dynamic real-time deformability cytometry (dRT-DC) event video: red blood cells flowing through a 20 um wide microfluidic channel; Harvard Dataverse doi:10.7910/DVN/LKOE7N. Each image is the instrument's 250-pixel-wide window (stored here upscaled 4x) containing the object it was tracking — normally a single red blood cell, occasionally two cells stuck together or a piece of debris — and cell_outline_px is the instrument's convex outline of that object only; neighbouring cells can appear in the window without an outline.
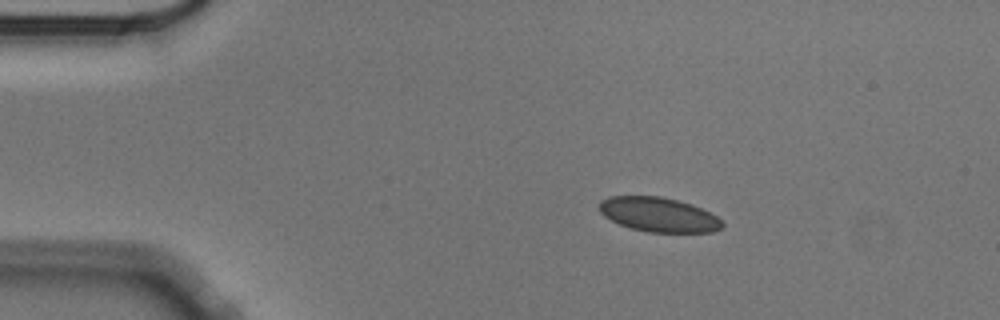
{"species": "Egyptian fruit bat (a non-hibernating species)", "species_latin": "Rousettus aegyptiacus", "temperature_condition": "cold", "stored_images_in_passage": 48, "camera_frame_rate_fps": 3000, "um_per_image_px": 0.085, "animal": {"sex": "male"}, "frame": {"image": 1, "passage_image": 1, "time_ms": 0.0, "image_size_px": [1000, 320], "cell_outline_px": [[724, 224], [720, 228], [712, 232], [648, 232], [632, 228], [620, 224], [604, 216], [600, 212], [600, 200], [608, 196], [660, 196], [692, 204], [716, 216]], "centroid_in_image_um": [55.96, 18.23], "position_along_channel_um": 29.0, "area_um2": 24.45}}
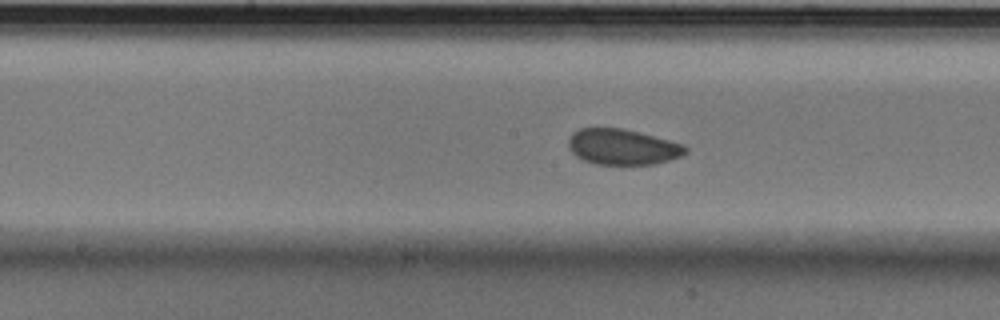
{"frame": {"image": 2, "passage_image": 20, "time_ms": 6.333, "image_size_px": [1000, 320], "cell_outline_px": [[688, 152], [680, 156], [668, 160], [652, 164], [596, 164], [584, 160], [576, 156], [568, 148], [568, 140], [572, 132], [580, 128], [620, 128], [684, 144], [688, 148]], "centroid_in_image_um": [52.88, 12.49], "position_along_channel_um": 195.3, "area_um2": 24.1}}
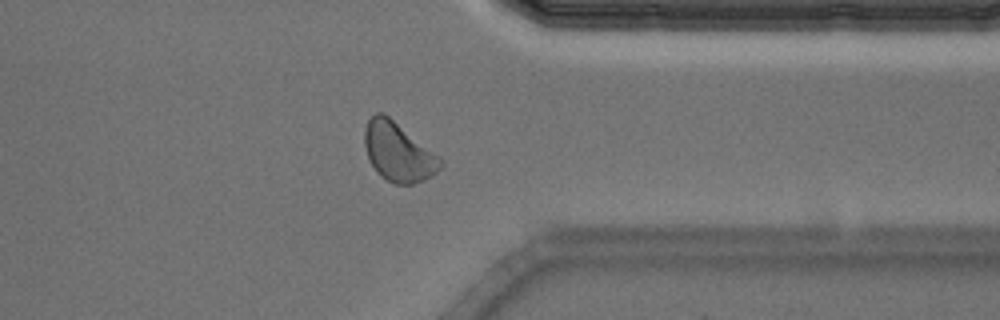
{"frame": {"image": 3, "passage_image": 36, "time_ms": 11.667, "image_size_px": [1000, 320], "cell_outline_px": [[444, 164], [432, 176], [424, 180], [412, 184], [396, 184], [380, 176], [376, 172], [368, 156], [364, 144], [364, 128], [368, 120], [376, 112], [384, 112], [440, 156], [444, 160]], "centroid_in_image_um": [33.87, 12.91], "position_along_channel_um": 377.5, "area_um2": 26.18}, "authors_computed_cell_mechanics": {"area_um2": 25.0852, "velocity_mm_per_s": 3.5054, "shape_relaxation_time_tau1_ms": 2.3491, "shape_relaxation_time_tau2_ms": 1.7063, "deformation_change_tau1": 0.0516, "deformation_change_tau2": 0.0534}}